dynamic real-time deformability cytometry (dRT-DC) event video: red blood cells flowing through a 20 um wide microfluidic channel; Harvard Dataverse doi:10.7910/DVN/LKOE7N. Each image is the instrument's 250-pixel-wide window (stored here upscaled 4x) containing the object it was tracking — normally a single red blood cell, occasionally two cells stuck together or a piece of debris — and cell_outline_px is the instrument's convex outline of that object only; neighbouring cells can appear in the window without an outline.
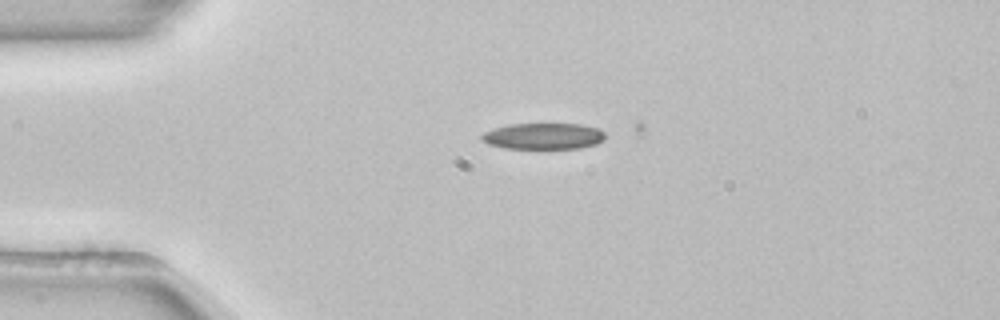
{"species": "common noctule bat (a hibernating species)", "species_latin": "Nyctalus noctula", "temperature_condition": "room temperature", "stored_images_in_passage": 4, "camera_frame_rate_fps": 3000, "um_per_image_px": 0.085, "animal": {"sex": "female", "body_mass_g": 22.7, "forearm_length_mm": 54.2}, "frame": {"image": 1, "passage_image": 1, "time_ms": 0.0, "image_size_px": [1000, 320], "cell_outline_px": [[604, 140], [596, 144], [580, 148], [504, 148], [488, 144], [480, 136], [484, 132], [508, 124], [580, 124], [596, 128], [604, 132]], "centroid_in_image_um": [46.19, 11.57], "position_along_channel_um": 38.8, "area_um2": 18.67}}